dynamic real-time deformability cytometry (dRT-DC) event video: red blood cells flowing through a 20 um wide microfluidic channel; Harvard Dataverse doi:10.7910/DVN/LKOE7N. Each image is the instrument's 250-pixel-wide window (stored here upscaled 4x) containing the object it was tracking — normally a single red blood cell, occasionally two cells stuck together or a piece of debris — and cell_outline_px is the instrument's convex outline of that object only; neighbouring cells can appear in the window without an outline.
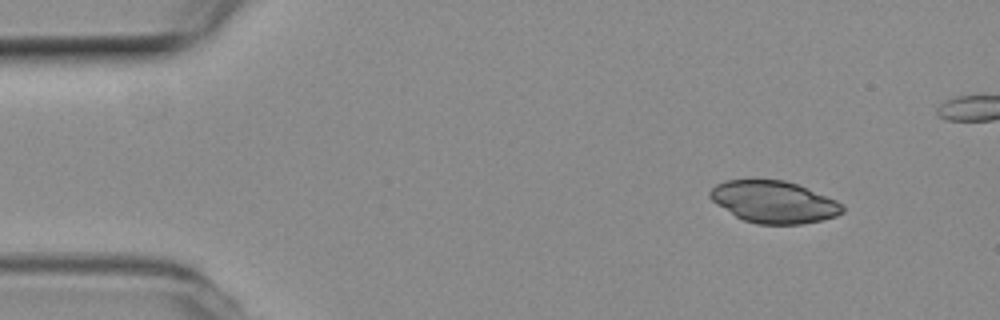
{"species": "common noctule bat (a hibernating species)", "species_latin": "Nyctalus noctula", "temperature_condition": "room temperature", "stored_images_in_passage": 54, "segment_of_instrument_passage": [1, 2], "camera_frame_rate_fps": 3000, "um_per_image_px": 0.085, "animal": {"sex": "female", "body_mass_g": 19.3, "forearm_length_mm": 54.1}, "frame": {"image": 1, "passage_image": 6, "time_ms": 1.667, "image_size_px": [1000, 320], "cell_outline_px": [[844, 212], [836, 216], [804, 224], [756, 224], [744, 220], [736, 216], [712, 200], [708, 196], [708, 192], [716, 184], [724, 180], [784, 180], [796, 184], [836, 200], [844, 208]], "centroid_in_image_um": [65.76, 17.17], "position_along_channel_um": 19.2, "area_um2": 32.08}}